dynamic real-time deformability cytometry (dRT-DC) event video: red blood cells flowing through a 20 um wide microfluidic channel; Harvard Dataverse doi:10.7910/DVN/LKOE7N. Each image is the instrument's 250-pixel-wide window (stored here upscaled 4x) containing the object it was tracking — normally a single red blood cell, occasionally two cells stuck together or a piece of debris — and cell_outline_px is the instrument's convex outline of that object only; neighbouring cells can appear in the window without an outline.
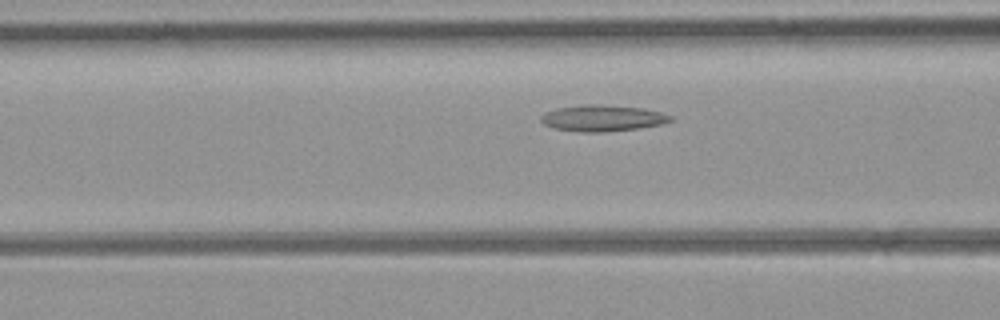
{"species": "common noctule bat (a hibernating species)", "species_latin": "Nyctalus noctula", "temperature_condition": "room temperature", "stored_images_in_passage": 45, "camera_frame_rate_fps": 3000, "um_per_image_px": 0.085, "animal": {"sex": "female", "body_mass_g": 21.9}, "frame": {"image": 1, "passage_image": 13, "time_ms": 4.0, "image_size_px": [1000, 320], "cell_outline_px": [[672, 120], [664, 124], [636, 128], [600, 132], [580, 132], [556, 128], [544, 124], [540, 120], [540, 116], [544, 112], [556, 108], [584, 104], [596, 104], [644, 108], [660, 112], [672, 116]], "centroid_in_image_um": [51.19, 10.03], "position_along_channel_um": 115.4, "area_um2": 19.77}}
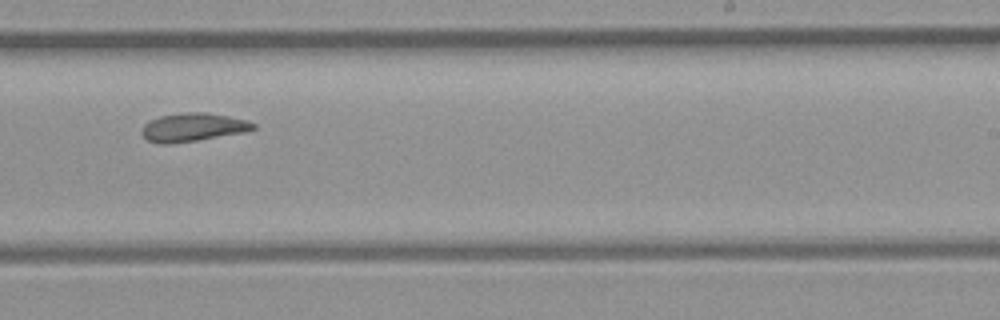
{"frame": {"image": 2, "passage_image": 25, "time_ms": 8.0, "image_size_px": [1000, 320], "cell_outline_px": [[256, 128], [244, 132], [196, 140], [168, 144], [160, 144], [148, 140], [140, 132], [144, 124], [148, 120], [160, 116], [180, 112], [208, 112], [248, 120], [256, 124]], "centroid_in_image_um": [16.38, 10.8], "position_along_channel_um": 272.6, "area_um2": 18.5}}
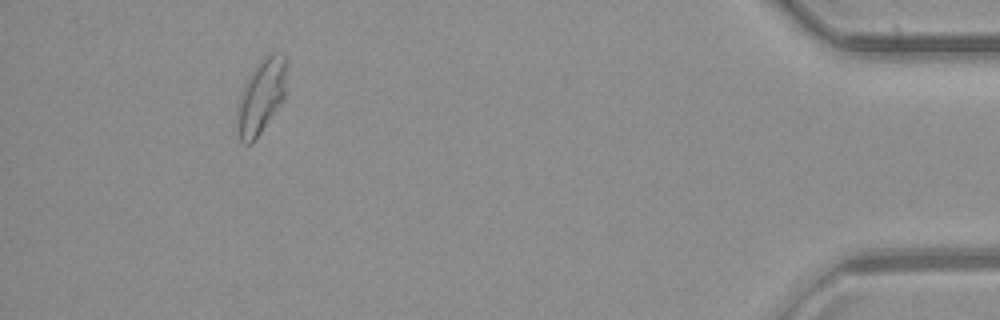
{"frame": {"image": 3, "passage_image": 41, "time_ms": 13.333, "image_size_px": [1000, 320], "cell_outline_px": [[288, 64], [284, 100], [252, 144], [244, 144], [240, 140], [236, 124], [236, 108], [244, 84], [248, 76], [260, 60], [272, 52], [280, 52], [288, 56]], "centroid_in_image_um": [22.22, 8.16], "position_along_channel_um": 413.0, "area_um2": 22.08}, "authors_computed_cell_mechanics": {"area_um2": 19.3052, "velocity_mm_per_s": 3.9343, "shape_relaxation_time_tau1_ms": null, "shape_relaxation_time_tau2_ms": 3.6624, "deformation_change_tau1": null, "deformation_change_tau2": 0.0981}}